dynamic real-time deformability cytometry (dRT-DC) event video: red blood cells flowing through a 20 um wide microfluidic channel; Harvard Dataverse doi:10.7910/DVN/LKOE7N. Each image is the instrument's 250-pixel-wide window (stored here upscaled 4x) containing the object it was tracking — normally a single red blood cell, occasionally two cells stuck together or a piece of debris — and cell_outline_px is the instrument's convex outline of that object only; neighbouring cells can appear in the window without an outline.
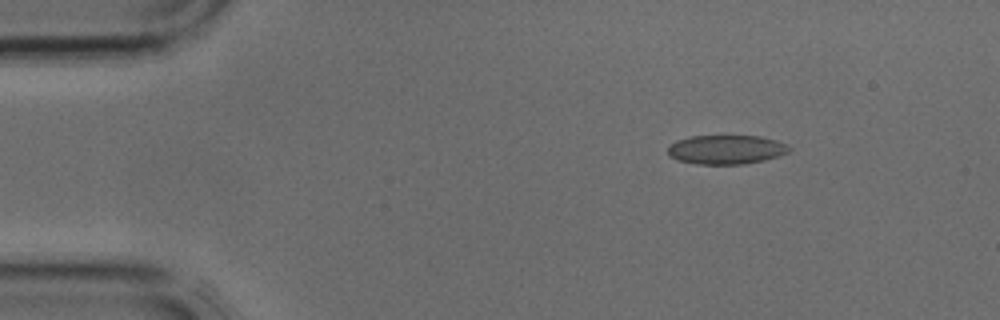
{"species": "common noctule bat (a hibernating species)", "species_latin": "Nyctalus noctula", "temperature_condition": "cold", "stored_images_in_passage": 3, "camera_frame_rate_fps": 3000, "um_per_image_px": 0.085, "animal": {"sex": "male", "body_mass_g": 17.9, "forearm_length_mm": 54.2}, "frame": {"image": 1, "passage_image": 1, "time_ms": 0.0, "image_size_px": [1000, 320], "cell_outline_px": [[792, 148], [788, 152], [764, 160], [744, 164], [696, 164], [676, 160], [668, 156], [668, 144], [676, 140], [692, 136], [760, 136], [776, 140], [788, 144]], "centroid_in_image_um": [61.69, 12.71], "position_along_channel_um": 23.3, "area_um2": 20.75}}
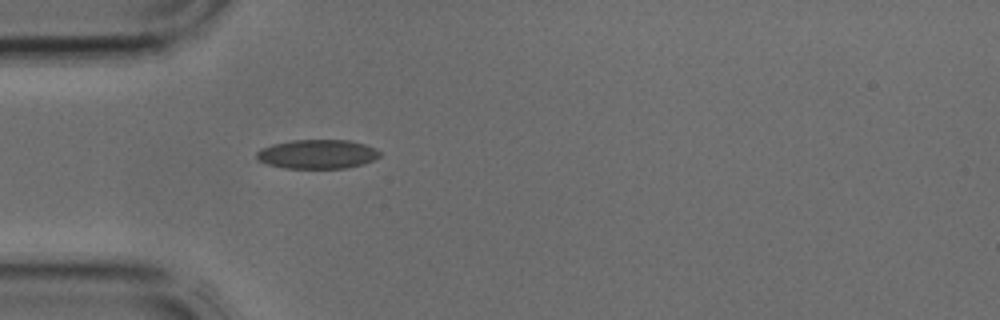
{"frame": {"image": 2, "passage_image": 3, "time_ms": 0.667, "image_size_px": [1000, 320], "cell_outline_px": [[380, 156], [364, 164], [344, 168], [284, 168], [268, 164], [256, 160], [256, 152], [260, 148], [272, 144], [292, 140], [348, 140], [364, 144], [376, 148], [380, 152]], "centroid_in_image_um": [26.95, 13.1], "position_along_channel_um": 58.1, "area_um2": 20.98}}